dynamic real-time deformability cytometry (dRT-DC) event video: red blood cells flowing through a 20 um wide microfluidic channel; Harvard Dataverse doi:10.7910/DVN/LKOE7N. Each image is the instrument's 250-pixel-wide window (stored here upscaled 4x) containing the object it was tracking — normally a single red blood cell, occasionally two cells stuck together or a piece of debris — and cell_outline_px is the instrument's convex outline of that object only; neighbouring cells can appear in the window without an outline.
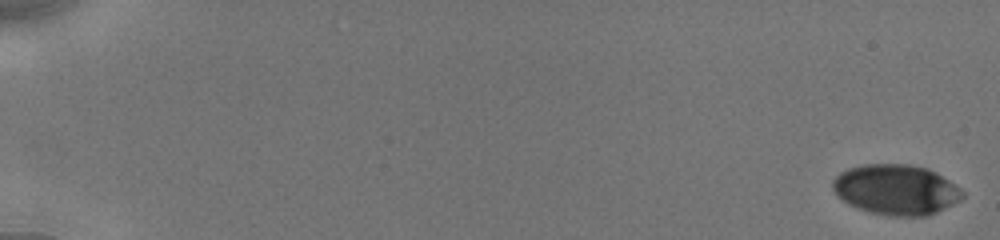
{"species": "human", "species_latin": "Homo sapiens", "temperature_condition": "cold", "stored_images_in_passage": 10, "camera_frame_rate_fps": 3000, "um_per_image_px": 0.085, "donor": {"sex": "male"}, "frame": {"image": 1, "passage_image": 1, "time_ms": 0.0, "image_size_px": [1000, 240], "cell_outline_px": [[964, 196], [960, 200], [928, 216], [888, 216], [868, 212], [856, 208], [848, 204], [832, 188], [832, 180], [840, 172], [848, 168], [864, 164], [908, 164], [928, 168], [936, 172], [960, 188], [964, 192]], "centroid_in_image_um": [76.16, 16.12], "position_along_channel_um": 8.8, "area_um2": 38.09}}
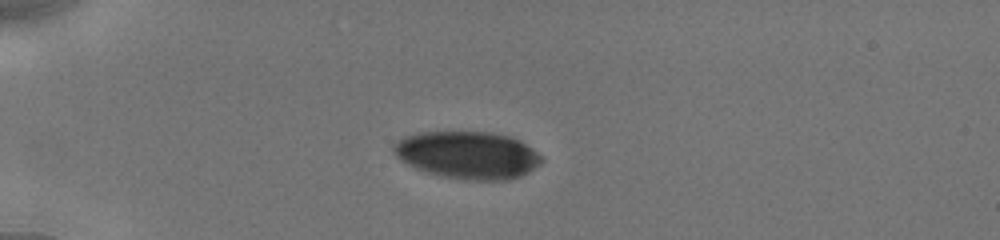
{"frame": {"image": 2, "passage_image": 7, "time_ms": 5.0, "image_size_px": [1000, 240], "cell_outline_px": [[544, 160], [540, 164], [528, 172], [520, 176], [508, 180], [468, 180], [440, 176], [416, 168], [400, 160], [392, 152], [392, 144], [396, 140], [404, 136], [420, 132], [492, 132], [512, 136], [520, 140], [532, 148]], "centroid_in_image_um": [39.73, 13.17], "position_along_channel_um": 45.3, "area_um2": 41.15}}
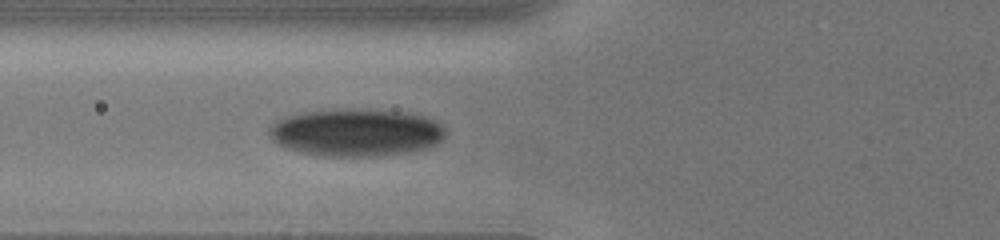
{"frame": {"image": 3, "passage_image": 10, "time_ms": 7.333, "image_size_px": [1000, 240], "cell_outline_px": [[444, 136], [440, 140], [424, 148], [400, 152], [368, 156], [324, 156], [300, 152], [284, 148], [276, 144], [272, 140], [268, 132], [268, 128], [276, 120], [288, 116], [308, 112], [344, 108], [400, 112], [424, 116], [440, 124], [444, 128]], "centroid_in_image_um": [30.16, 11.26], "position_along_channel_um": 95.6, "area_um2": 48.09}}